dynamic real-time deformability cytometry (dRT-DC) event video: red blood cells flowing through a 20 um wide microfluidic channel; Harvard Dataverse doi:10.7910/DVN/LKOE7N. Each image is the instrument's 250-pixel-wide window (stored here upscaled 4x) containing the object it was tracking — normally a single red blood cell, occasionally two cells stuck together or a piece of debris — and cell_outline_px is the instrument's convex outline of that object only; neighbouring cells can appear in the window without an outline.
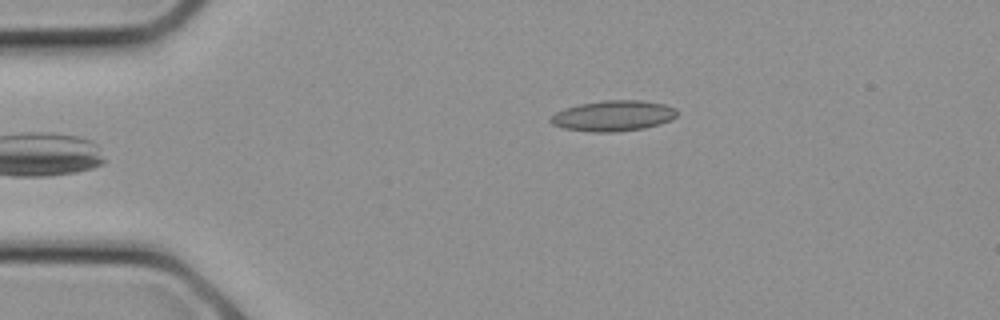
{"species": "common noctule bat (a hibernating species)", "species_latin": "Nyctalus noctula", "temperature_condition": "cold", "stored_images_in_passage": 3, "camera_frame_rate_fps": 3000, "um_per_image_px": 0.085, "animal": {"sex": "female", "body_mass_g": 21.9}, "frame": {"image": 1, "passage_image": 3, "time_ms": 0.667, "image_size_px": [1000, 320], "cell_outline_px": [[676, 116], [672, 120], [660, 124], [644, 128], [612, 132], [592, 132], [564, 128], [552, 124], [548, 120], [556, 112], [564, 108], [580, 104], [604, 100], [640, 100], [664, 104], [676, 108]], "centroid_in_image_um": [52.13, 9.84], "position_along_channel_um": 32.9, "area_um2": 22.54}}